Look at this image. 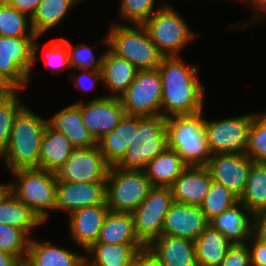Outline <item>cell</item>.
<instances>
[{
    "instance_id": "cell-1",
    "label": "cell",
    "mask_w": 266,
    "mask_h": 266,
    "mask_svg": "<svg viewBox=\"0 0 266 266\" xmlns=\"http://www.w3.org/2000/svg\"><path fill=\"white\" fill-rule=\"evenodd\" d=\"M181 59L180 56L163 57L158 66L162 80L161 116L165 118L204 109L205 86L197 76L198 68Z\"/></svg>"
},
{
    "instance_id": "cell-2",
    "label": "cell",
    "mask_w": 266,
    "mask_h": 266,
    "mask_svg": "<svg viewBox=\"0 0 266 266\" xmlns=\"http://www.w3.org/2000/svg\"><path fill=\"white\" fill-rule=\"evenodd\" d=\"M47 119L24 106L15 116L8 147L1 157L10 172L39 168L41 142Z\"/></svg>"
},
{
    "instance_id": "cell-3",
    "label": "cell",
    "mask_w": 266,
    "mask_h": 266,
    "mask_svg": "<svg viewBox=\"0 0 266 266\" xmlns=\"http://www.w3.org/2000/svg\"><path fill=\"white\" fill-rule=\"evenodd\" d=\"M168 147L188 166H205L211 157L204 127L203 111L166 118Z\"/></svg>"
},
{
    "instance_id": "cell-4",
    "label": "cell",
    "mask_w": 266,
    "mask_h": 266,
    "mask_svg": "<svg viewBox=\"0 0 266 266\" xmlns=\"http://www.w3.org/2000/svg\"><path fill=\"white\" fill-rule=\"evenodd\" d=\"M113 23L103 39L106 47L128 60L138 70L158 68L164 56L151 41L147 29L143 25Z\"/></svg>"
},
{
    "instance_id": "cell-5",
    "label": "cell",
    "mask_w": 266,
    "mask_h": 266,
    "mask_svg": "<svg viewBox=\"0 0 266 266\" xmlns=\"http://www.w3.org/2000/svg\"><path fill=\"white\" fill-rule=\"evenodd\" d=\"M167 146L165 117L134 116V137L125 156L116 166L122 169L144 170Z\"/></svg>"
},
{
    "instance_id": "cell-6",
    "label": "cell",
    "mask_w": 266,
    "mask_h": 266,
    "mask_svg": "<svg viewBox=\"0 0 266 266\" xmlns=\"http://www.w3.org/2000/svg\"><path fill=\"white\" fill-rule=\"evenodd\" d=\"M10 173L16 180L10 182V190L43 223L48 221V210L55 211L58 181L56 174L41 168H22Z\"/></svg>"
},
{
    "instance_id": "cell-7",
    "label": "cell",
    "mask_w": 266,
    "mask_h": 266,
    "mask_svg": "<svg viewBox=\"0 0 266 266\" xmlns=\"http://www.w3.org/2000/svg\"><path fill=\"white\" fill-rule=\"evenodd\" d=\"M153 187L144 170L110 166L106 180V204L109 211L132 213Z\"/></svg>"
},
{
    "instance_id": "cell-8",
    "label": "cell",
    "mask_w": 266,
    "mask_h": 266,
    "mask_svg": "<svg viewBox=\"0 0 266 266\" xmlns=\"http://www.w3.org/2000/svg\"><path fill=\"white\" fill-rule=\"evenodd\" d=\"M38 37L0 36V76L14 89L26 87L38 58Z\"/></svg>"
},
{
    "instance_id": "cell-9",
    "label": "cell",
    "mask_w": 266,
    "mask_h": 266,
    "mask_svg": "<svg viewBox=\"0 0 266 266\" xmlns=\"http://www.w3.org/2000/svg\"><path fill=\"white\" fill-rule=\"evenodd\" d=\"M156 9L143 26L164 57L180 56V50L190 44L196 34L189 29L182 15L170 5H161Z\"/></svg>"
},
{
    "instance_id": "cell-10",
    "label": "cell",
    "mask_w": 266,
    "mask_h": 266,
    "mask_svg": "<svg viewBox=\"0 0 266 266\" xmlns=\"http://www.w3.org/2000/svg\"><path fill=\"white\" fill-rule=\"evenodd\" d=\"M162 80L158 68L138 70L134 81L119 97L125 115H161Z\"/></svg>"
},
{
    "instance_id": "cell-11",
    "label": "cell",
    "mask_w": 266,
    "mask_h": 266,
    "mask_svg": "<svg viewBox=\"0 0 266 266\" xmlns=\"http://www.w3.org/2000/svg\"><path fill=\"white\" fill-rule=\"evenodd\" d=\"M255 114L207 120L204 127L211 154L245 153Z\"/></svg>"
},
{
    "instance_id": "cell-12",
    "label": "cell",
    "mask_w": 266,
    "mask_h": 266,
    "mask_svg": "<svg viewBox=\"0 0 266 266\" xmlns=\"http://www.w3.org/2000/svg\"><path fill=\"white\" fill-rule=\"evenodd\" d=\"M173 202L170 187L154 186L132 212L135 234L146 247L161 235L165 216Z\"/></svg>"
},
{
    "instance_id": "cell-13",
    "label": "cell",
    "mask_w": 266,
    "mask_h": 266,
    "mask_svg": "<svg viewBox=\"0 0 266 266\" xmlns=\"http://www.w3.org/2000/svg\"><path fill=\"white\" fill-rule=\"evenodd\" d=\"M109 169L98 146H93L74 148L55 174L57 180L67 182H106Z\"/></svg>"
},
{
    "instance_id": "cell-14",
    "label": "cell",
    "mask_w": 266,
    "mask_h": 266,
    "mask_svg": "<svg viewBox=\"0 0 266 266\" xmlns=\"http://www.w3.org/2000/svg\"><path fill=\"white\" fill-rule=\"evenodd\" d=\"M253 162L245 153L212 154L205 167L213 181L223 185L239 199Z\"/></svg>"
},
{
    "instance_id": "cell-15",
    "label": "cell",
    "mask_w": 266,
    "mask_h": 266,
    "mask_svg": "<svg viewBox=\"0 0 266 266\" xmlns=\"http://www.w3.org/2000/svg\"><path fill=\"white\" fill-rule=\"evenodd\" d=\"M77 103L80 105L83 123L96 141L111 132L125 116L119 98L103 95Z\"/></svg>"
},
{
    "instance_id": "cell-16",
    "label": "cell",
    "mask_w": 266,
    "mask_h": 266,
    "mask_svg": "<svg viewBox=\"0 0 266 266\" xmlns=\"http://www.w3.org/2000/svg\"><path fill=\"white\" fill-rule=\"evenodd\" d=\"M106 204V182L76 183L58 180L55 210H74Z\"/></svg>"
},
{
    "instance_id": "cell-17",
    "label": "cell",
    "mask_w": 266,
    "mask_h": 266,
    "mask_svg": "<svg viewBox=\"0 0 266 266\" xmlns=\"http://www.w3.org/2000/svg\"><path fill=\"white\" fill-rule=\"evenodd\" d=\"M208 225L200 206L173 202L165 216L161 234L194 241Z\"/></svg>"
},
{
    "instance_id": "cell-18",
    "label": "cell",
    "mask_w": 266,
    "mask_h": 266,
    "mask_svg": "<svg viewBox=\"0 0 266 266\" xmlns=\"http://www.w3.org/2000/svg\"><path fill=\"white\" fill-rule=\"evenodd\" d=\"M108 212L107 204H99L74 210L67 215L70 237L84 252L98 240Z\"/></svg>"
},
{
    "instance_id": "cell-19",
    "label": "cell",
    "mask_w": 266,
    "mask_h": 266,
    "mask_svg": "<svg viewBox=\"0 0 266 266\" xmlns=\"http://www.w3.org/2000/svg\"><path fill=\"white\" fill-rule=\"evenodd\" d=\"M212 178L205 166H187L170 186L173 201L200 206L210 190Z\"/></svg>"
},
{
    "instance_id": "cell-20",
    "label": "cell",
    "mask_w": 266,
    "mask_h": 266,
    "mask_svg": "<svg viewBox=\"0 0 266 266\" xmlns=\"http://www.w3.org/2000/svg\"><path fill=\"white\" fill-rule=\"evenodd\" d=\"M146 248L161 266H198L193 240L161 234Z\"/></svg>"
},
{
    "instance_id": "cell-21",
    "label": "cell",
    "mask_w": 266,
    "mask_h": 266,
    "mask_svg": "<svg viewBox=\"0 0 266 266\" xmlns=\"http://www.w3.org/2000/svg\"><path fill=\"white\" fill-rule=\"evenodd\" d=\"M47 123L52 129L63 133L74 148L97 146V141L83 123L80 105L77 102L62 108L47 119Z\"/></svg>"
},
{
    "instance_id": "cell-22",
    "label": "cell",
    "mask_w": 266,
    "mask_h": 266,
    "mask_svg": "<svg viewBox=\"0 0 266 266\" xmlns=\"http://www.w3.org/2000/svg\"><path fill=\"white\" fill-rule=\"evenodd\" d=\"M209 224L223 233L232 244H244L252 234L253 214L238 201L210 220Z\"/></svg>"
},
{
    "instance_id": "cell-23",
    "label": "cell",
    "mask_w": 266,
    "mask_h": 266,
    "mask_svg": "<svg viewBox=\"0 0 266 266\" xmlns=\"http://www.w3.org/2000/svg\"><path fill=\"white\" fill-rule=\"evenodd\" d=\"M138 69L125 58L114 54L108 47L103 53L101 73L107 97L119 98L134 81Z\"/></svg>"
},
{
    "instance_id": "cell-24",
    "label": "cell",
    "mask_w": 266,
    "mask_h": 266,
    "mask_svg": "<svg viewBox=\"0 0 266 266\" xmlns=\"http://www.w3.org/2000/svg\"><path fill=\"white\" fill-rule=\"evenodd\" d=\"M145 249L144 244L96 242L85 251V266H130L134 257Z\"/></svg>"
},
{
    "instance_id": "cell-25",
    "label": "cell",
    "mask_w": 266,
    "mask_h": 266,
    "mask_svg": "<svg viewBox=\"0 0 266 266\" xmlns=\"http://www.w3.org/2000/svg\"><path fill=\"white\" fill-rule=\"evenodd\" d=\"M32 239L26 261L29 266H85V255Z\"/></svg>"
},
{
    "instance_id": "cell-26",
    "label": "cell",
    "mask_w": 266,
    "mask_h": 266,
    "mask_svg": "<svg viewBox=\"0 0 266 266\" xmlns=\"http://www.w3.org/2000/svg\"><path fill=\"white\" fill-rule=\"evenodd\" d=\"M133 137L134 116L125 115L111 132L97 141V146L105 161L114 166L125 156Z\"/></svg>"
},
{
    "instance_id": "cell-27",
    "label": "cell",
    "mask_w": 266,
    "mask_h": 266,
    "mask_svg": "<svg viewBox=\"0 0 266 266\" xmlns=\"http://www.w3.org/2000/svg\"><path fill=\"white\" fill-rule=\"evenodd\" d=\"M73 149V145L63 133L47 124L41 142L39 168L56 173Z\"/></svg>"
},
{
    "instance_id": "cell-28",
    "label": "cell",
    "mask_w": 266,
    "mask_h": 266,
    "mask_svg": "<svg viewBox=\"0 0 266 266\" xmlns=\"http://www.w3.org/2000/svg\"><path fill=\"white\" fill-rule=\"evenodd\" d=\"M198 266H218L232 243L210 224L194 240Z\"/></svg>"
},
{
    "instance_id": "cell-29",
    "label": "cell",
    "mask_w": 266,
    "mask_h": 266,
    "mask_svg": "<svg viewBox=\"0 0 266 266\" xmlns=\"http://www.w3.org/2000/svg\"><path fill=\"white\" fill-rule=\"evenodd\" d=\"M188 165L168 146L151 160L144 171L153 186L170 187Z\"/></svg>"
},
{
    "instance_id": "cell-30",
    "label": "cell",
    "mask_w": 266,
    "mask_h": 266,
    "mask_svg": "<svg viewBox=\"0 0 266 266\" xmlns=\"http://www.w3.org/2000/svg\"><path fill=\"white\" fill-rule=\"evenodd\" d=\"M96 242L143 244L135 234L132 213L114 211H109L106 215Z\"/></svg>"
},
{
    "instance_id": "cell-31",
    "label": "cell",
    "mask_w": 266,
    "mask_h": 266,
    "mask_svg": "<svg viewBox=\"0 0 266 266\" xmlns=\"http://www.w3.org/2000/svg\"><path fill=\"white\" fill-rule=\"evenodd\" d=\"M0 224L17 227L31 235L32 229L44 223L9 189L0 199Z\"/></svg>"
},
{
    "instance_id": "cell-32",
    "label": "cell",
    "mask_w": 266,
    "mask_h": 266,
    "mask_svg": "<svg viewBox=\"0 0 266 266\" xmlns=\"http://www.w3.org/2000/svg\"><path fill=\"white\" fill-rule=\"evenodd\" d=\"M84 0H42L31 18L32 28L37 37L56 27L69 10Z\"/></svg>"
},
{
    "instance_id": "cell-33",
    "label": "cell",
    "mask_w": 266,
    "mask_h": 266,
    "mask_svg": "<svg viewBox=\"0 0 266 266\" xmlns=\"http://www.w3.org/2000/svg\"><path fill=\"white\" fill-rule=\"evenodd\" d=\"M238 201L253 215L266 210V164H251L244 192Z\"/></svg>"
},
{
    "instance_id": "cell-34",
    "label": "cell",
    "mask_w": 266,
    "mask_h": 266,
    "mask_svg": "<svg viewBox=\"0 0 266 266\" xmlns=\"http://www.w3.org/2000/svg\"><path fill=\"white\" fill-rule=\"evenodd\" d=\"M0 36L37 37L31 18L0 0Z\"/></svg>"
},
{
    "instance_id": "cell-35",
    "label": "cell",
    "mask_w": 266,
    "mask_h": 266,
    "mask_svg": "<svg viewBox=\"0 0 266 266\" xmlns=\"http://www.w3.org/2000/svg\"><path fill=\"white\" fill-rule=\"evenodd\" d=\"M238 202V198L220 183L212 180L211 187L200 205L208 221Z\"/></svg>"
},
{
    "instance_id": "cell-36",
    "label": "cell",
    "mask_w": 266,
    "mask_h": 266,
    "mask_svg": "<svg viewBox=\"0 0 266 266\" xmlns=\"http://www.w3.org/2000/svg\"><path fill=\"white\" fill-rule=\"evenodd\" d=\"M18 93V90H14L0 103V158L8 147L14 118L25 106Z\"/></svg>"
},
{
    "instance_id": "cell-37",
    "label": "cell",
    "mask_w": 266,
    "mask_h": 266,
    "mask_svg": "<svg viewBox=\"0 0 266 266\" xmlns=\"http://www.w3.org/2000/svg\"><path fill=\"white\" fill-rule=\"evenodd\" d=\"M245 154L256 163L266 164V112L255 113Z\"/></svg>"
},
{
    "instance_id": "cell-38",
    "label": "cell",
    "mask_w": 266,
    "mask_h": 266,
    "mask_svg": "<svg viewBox=\"0 0 266 266\" xmlns=\"http://www.w3.org/2000/svg\"><path fill=\"white\" fill-rule=\"evenodd\" d=\"M31 236L17 227L0 224V251L15 255L20 261L26 260Z\"/></svg>"
},
{
    "instance_id": "cell-39",
    "label": "cell",
    "mask_w": 266,
    "mask_h": 266,
    "mask_svg": "<svg viewBox=\"0 0 266 266\" xmlns=\"http://www.w3.org/2000/svg\"><path fill=\"white\" fill-rule=\"evenodd\" d=\"M119 14L127 23L143 25L157 10L155 0H120Z\"/></svg>"
},
{
    "instance_id": "cell-40",
    "label": "cell",
    "mask_w": 266,
    "mask_h": 266,
    "mask_svg": "<svg viewBox=\"0 0 266 266\" xmlns=\"http://www.w3.org/2000/svg\"><path fill=\"white\" fill-rule=\"evenodd\" d=\"M60 39L67 45L70 68H74L76 71L77 69L101 70L103 54L96 60L92 51L93 47L83 43L72 47L73 45L67 39L63 37Z\"/></svg>"
},
{
    "instance_id": "cell-41",
    "label": "cell",
    "mask_w": 266,
    "mask_h": 266,
    "mask_svg": "<svg viewBox=\"0 0 266 266\" xmlns=\"http://www.w3.org/2000/svg\"><path fill=\"white\" fill-rule=\"evenodd\" d=\"M44 55L46 59L45 64L52 73H58L70 68L68 48L61 39L51 42Z\"/></svg>"
},
{
    "instance_id": "cell-42",
    "label": "cell",
    "mask_w": 266,
    "mask_h": 266,
    "mask_svg": "<svg viewBox=\"0 0 266 266\" xmlns=\"http://www.w3.org/2000/svg\"><path fill=\"white\" fill-rule=\"evenodd\" d=\"M218 266H251L248 243L232 244Z\"/></svg>"
},
{
    "instance_id": "cell-43",
    "label": "cell",
    "mask_w": 266,
    "mask_h": 266,
    "mask_svg": "<svg viewBox=\"0 0 266 266\" xmlns=\"http://www.w3.org/2000/svg\"><path fill=\"white\" fill-rule=\"evenodd\" d=\"M251 242V243H250ZM247 243L250 252L251 266H266V243L259 240L253 233L249 236Z\"/></svg>"
},
{
    "instance_id": "cell-44",
    "label": "cell",
    "mask_w": 266,
    "mask_h": 266,
    "mask_svg": "<svg viewBox=\"0 0 266 266\" xmlns=\"http://www.w3.org/2000/svg\"><path fill=\"white\" fill-rule=\"evenodd\" d=\"M79 71L82 72L76 76L74 84L76 88L84 90L86 93L92 89L95 90L98 81L102 82L101 70L79 69Z\"/></svg>"
},
{
    "instance_id": "cell-45",
    "label": "cell",
    "mask_w": 266,
    "mask_h": 266,
    "mask_svg": "<svg viewBox=\"0 0 266 266\" xmlns=\"http://www.w3.org/2000/svg\"><path fill=\"white\" fill-rule=\"evenodd\" d=\"M11 7L32 18L42 0H5Z\"/></svg>"
},
{
    "instance_id": "cell-46",
    "label": "cell",
    "mask_w": 266,
    "mask_h": 266,
    "mask_svg": "<svg viewBox=\"0 0 266 266\" xmlns=\"http://www.w3.org/2000/svg\"><path fill=\"white\" fill-rule=\"evenodd\" d=\"M252 233L266 243V210L253 215Z\"/></svg>"
},
{
    "instance_id": "cell-47",
    "label": "cell",
    "mask_w": 266,
    "mask_h": 266,
    "mask_svg": "<svg viewBox=\"0 0 266 266\" xmlns=\"http://www.w3.org/2000/svg\"><path fill=\"white\" fill-rule=\"evenodd\" d=\"M130 266H161L158 260L146 248L140 251L133 259Z\"/></svg>"
},
{
    "instance_id": "cell-48",
    "label": "cell",
    "mask_w": 266,
    "mask_h": 266,
    "mask_svg": "<svg viewBox=\"0 0 266 266\" xmlns=\"http://www.w3.org/2000/svg\"><path fill=\"white\" fill-rule=\"evenodd\" d=\"M20 260L12 253L0 251V266H16Z\"/></svg>"
},
{
    "instance_id": "cell-49",
    "label": "cell",
    "mask_w": 266,
    "mask_h": 266,
    "mask_svg": "<svg viewBox=\"0 0 266 266\" xmlns=\"http://www.w3.org/2000/svg\"><path fill=\"white\" fill-rule=\"evenodd\" d=\"M252 18L253 19H251V21L249 23H246L245 25H243V26L240 25V26L244 28V27H247L256 21L258 22L259 20H260V22H262V21L264 22V20H266V3L255 13L254 17L252 16Z\"/></svg>"
},
{
    "instance_id": "cell-50",
    "label": "cell",
    "mask_w": 266,
    "mask_h": 266,
    "mask_svg": "<svg viewBox=\"0 0 266 266\" xmlns=\"http://www.w3.org/2000/svg\"><path fill=\"white\" fill-rule=\"evenodd\" d=\"M247 3H250L252 10L256 13L265 3L266 0H247Z\"/></svg>"
},
{
    "instance_id": "cell-51",
    "label": "cell",
    "mask_w": 266,
    "mask_h": 266,
    "mask_svg": "<svg viewBox=\"0 0 266 266\" xmlns=\"http://www.w3.org/2000/svg\"><path fill=\"white\" fill-rule=\"evenodd\" d=\"M13 91V88H0V103L4 101Z\"/></svg>"
},
{
    "instance_id": "cell-52",
    "label": "cell",
    "mask_w": 266,
    "mask_h": 266,
    "mask_svg": "<svg viewBox=\"0 0 266 266\" xmlns=\"http://www.w3.org/2000/svg\"><path fill=\"white\" fill-rule=\"evenodd\" d=\"M10 189V183L0 184V199Z\"/></svg>"
},
{
    "instance_id": "cell-53",
    "label": "cell",
    "mask_w": 266,
    "mask_h": 266,
    "mask_svg": "<svg viewBox=\"0 0 266 266\" xmlns=\"http://www.w3.org/2000/svg\"><path fill=\"white\" fill-rule=\"evenodd\" d=\"M0 88H12V87L0 76Z\"/></svg>"
},
{
    "instance_id": "cell-54",
    "label": "cell",
    "mask_w": 266,
    "mask_h": 266,
    "mask_svg": "<svg viewBox=\"0 0 266 266\" xmlns=\"http://www.w3.org/2000/svg\"><path fill=\"white\" fill-rule=\"evenodd\" d=\"M16 266H29L26 260L20 261Z\"/></svg>"
}]
</instances>
